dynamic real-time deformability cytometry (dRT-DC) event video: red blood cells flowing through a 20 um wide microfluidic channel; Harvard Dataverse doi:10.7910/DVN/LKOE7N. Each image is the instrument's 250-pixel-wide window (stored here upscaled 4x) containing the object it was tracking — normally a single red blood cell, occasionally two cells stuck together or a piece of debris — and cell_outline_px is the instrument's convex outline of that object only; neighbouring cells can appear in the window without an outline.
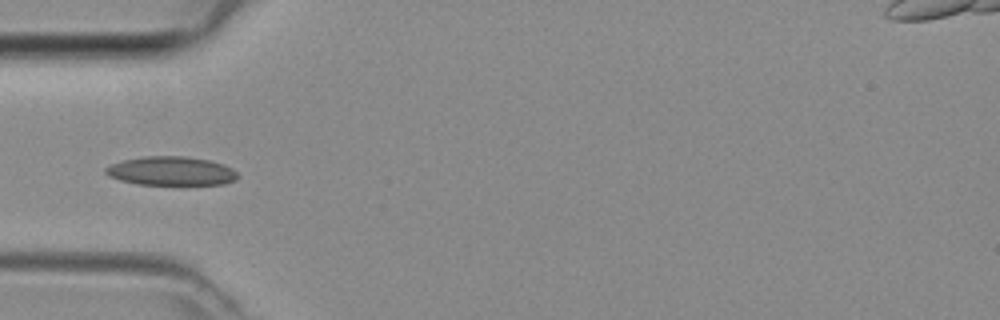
{"species": "common noctule bat (a hibernating species)", "species_latin": "Nyctalus noctula", "temperature_condition": "room temperature", "stored_images_in_passage": 36, "camera_frame_rate_fps": 3000, "um_per_image_px": 0.085, "animal": {"sex": "female", "body_mass_g": 29.2, "forearm_length_mm": 56.3}, "frame": {"image": 1, "passage_image": 5, "time_ms": 1.333, "image_size_px": [1000, 320], "cell_outline_px": [[240, 176], [236, 180], [224, 184], [180, 188], [136, 184], [120, 180], [108, 176], [104, 172], [104, 168], [112, 164], [124, 160], [144, 156], [184, 156], [208, 160], [224, 164], [232, 168]], "centroid_in_image_um": [14.6, 14.6], "position_along_channel_um": 70.4, "area_um2": 23.47}}
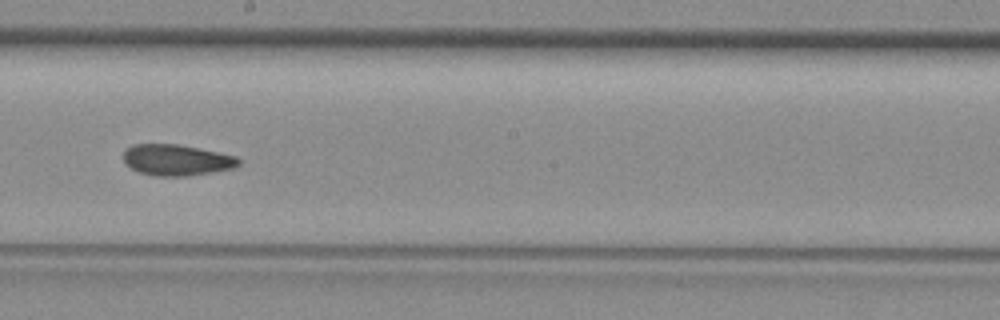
{"frame": {"image": 2, "passage_image": 16, "time_ms": 5.0, "image_size_px": [1000, 320], "cell_outline_px": [[240, 164], [236, 168], [188, 176], [156, 176], [140, 172], [132, 168], [124, 160], [124, 148], [132, 144], [176, 144], [200, 148], [220, 152], [236, 156], [240, 160]], "centroid_in_image_um": [15.04, 13.59], "position_along_channel_um": 233.2, "area_um2": 20.98}}
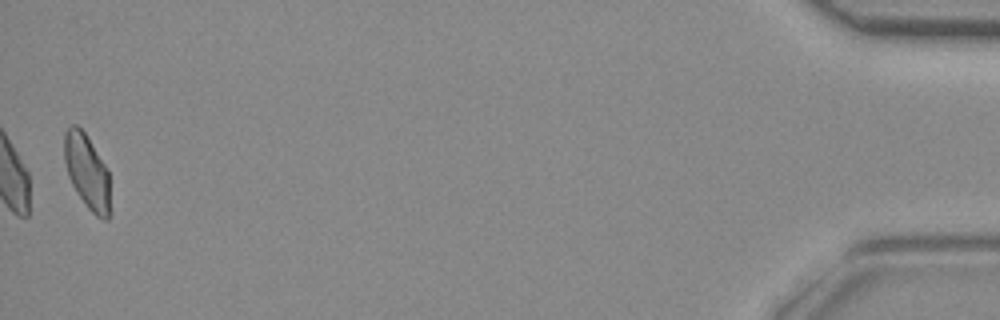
{"frame": {"image": 3, "passage_image": 36, "time_ms": 11.667, "image_size_px": [1000, 320], "cell_outline_px": [[112, 212], [108, 220], [104, 220], [96, 216], [88, 208], [76, 192], [68, 176], [64, 160], [64, 132], [72, 124], [76, 124], [84, 132], [104, 164], [108, 172]], "centroid_in_image_um": [7.42, 14.65], "position_along_channel_um": 427.8, "area_um2": 20.11}}